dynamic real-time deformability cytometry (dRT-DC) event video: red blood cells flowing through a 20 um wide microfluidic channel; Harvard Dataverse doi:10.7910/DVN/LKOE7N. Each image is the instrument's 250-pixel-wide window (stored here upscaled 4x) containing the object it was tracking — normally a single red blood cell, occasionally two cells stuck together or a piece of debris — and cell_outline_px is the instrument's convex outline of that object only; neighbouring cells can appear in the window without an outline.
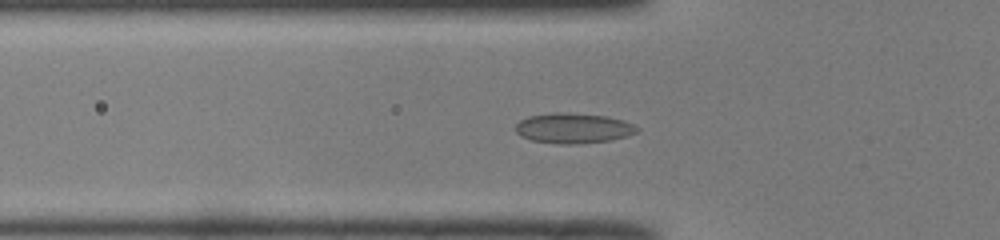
{"species": "common noctule bat (a hibernating species)", "species_latin": "Nyctalus noctula", "temperature_condition": "room temperature", "stored_images_in_passage": 35, "camera_frame_rate_fps": 3000, "um_per_image_px": 0.085, "animal": {"sex": "male", "body_mass_g": 19.0, "forearm_length_mm": 50.8}, "frame": {"image": 1, "passage_image": 2, "time_ms": 0.333, "image_size_px": [1000, 240], "cell_outline_px": [[640, 128], [636, 132], [628, 136], [608, 140], [576, 144], [560, 144], [532, 140], [520, 136], [516, 132], [516, 124], [520, 120], [528, 116], [556, 112], [568, 112], [604, 116], [624, 120]], "centroid_in_image_um": [48.72, 10.89], "position_along_channel_um": 77.1, "area_um2": 21.33}}
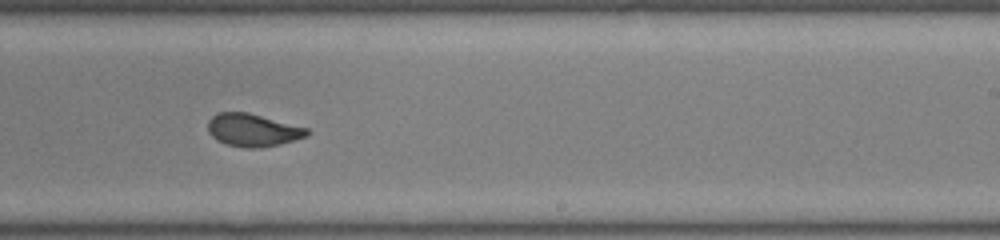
{"frame": {"image": 2, "passage_image": 16, "time_ms": 5.0, "image_size_px": [1000, 240], "cell_outline_px": [[308, 136], [280, 144], [260, 148], [244, 148], [224, 144], [216, 140], [208, 132], [208, 120], [216, 112], [248, 112], [308, 128]], "centroid_in_image_um": [21.46, 11.06], "position_along_channel_um": 267.5, "area_um2": 19.07}}
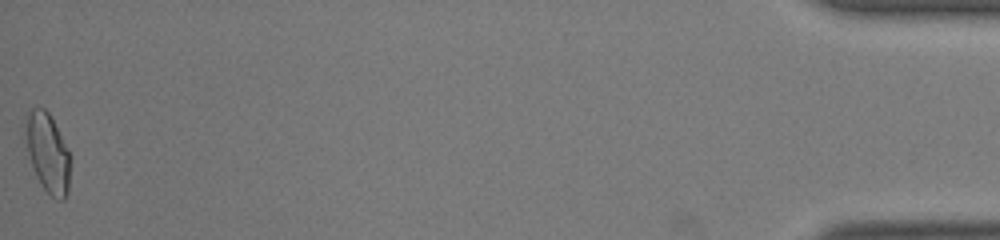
{"frame": {"image": 3, "passage_image": 35, "time_ms": 11.333, "image_size_px": [1000, 240], "cell_outline_px": [[68, 192], [64, 200], [56, 200], [44, 188], [36, 176], [28, 152], [24, 132], [24, 124], [28, 112], [32, 108], [44, 108], [48, 112], [68, 148]], "centroid_in_image_um": [4.02, 12.97], "position_along_channel_um": 431.2, "area_um2": 20.23}, "authors_computed_cell_mechanics": {"area_um2": 19.2474, "velocity_mm_per_s": 4.0844, "shape_relaxation_time_tau1_ms": null, "shape_relaxation_time_tau2_ms": 0.759, "deformation_change_tau1": null, "deformation_change_tau2": 0.062}}